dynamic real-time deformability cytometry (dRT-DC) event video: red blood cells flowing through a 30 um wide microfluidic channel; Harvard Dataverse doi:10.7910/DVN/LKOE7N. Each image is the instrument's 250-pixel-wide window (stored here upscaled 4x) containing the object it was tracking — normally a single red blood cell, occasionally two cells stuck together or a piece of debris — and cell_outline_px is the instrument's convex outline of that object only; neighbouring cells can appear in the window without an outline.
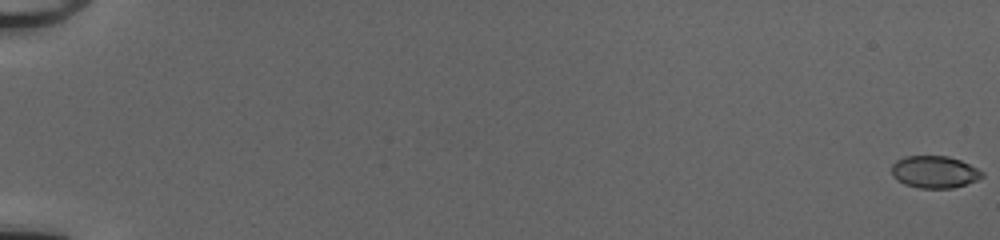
{"species": "common noctule bat (a hibernating species)", "species_latin": "Nyctalus noctula", "temperature_condition": "cold", "stored_images_in_passage": 54, "camera_frame_rate_fps": 3000, "um_per_image_px": 0.085, "animal": {"sex": "female", "body_mass_g": 20.0, "forearm_length_mm": 54.0}, "frame": {"image": 1, "passage_image": 1, "time_ms": 0.0, "image_size_px": [1000, 240], "cell_outline_px": [[984, 176], [976, 180], [952, 188], [920, 188], [904, 184], [896, 180], [892, 176], [892, 164], [896, 160], [904, 156], [948, 156], [960, 160], [984, 172]], "centroid_in_image_um": [79.4, 14.61], "position_along_channel_um": 5.6, "area_um2": 16.94}}
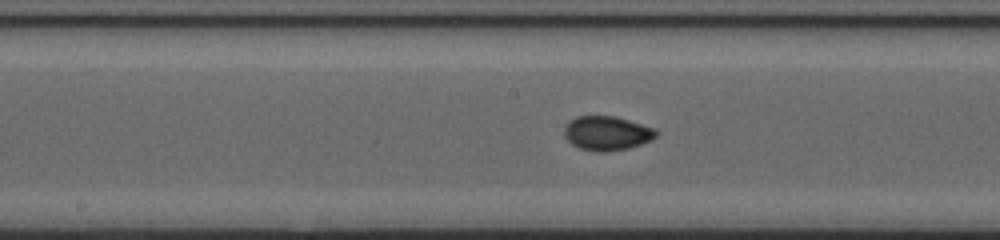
{"frame": {"image": 2, "passage_image": 31, "time_ms": 10.0, "image_size_px": [1000, 240], "cell_outline_px": [[660, 132], [652, 140], [628, 148], [604, 152], [596, 152], [580, 148], [572, 144], [564, 136], [564, 124], [568, 120], [576, 116], [616, 116], [656, 128]], "centroid_in_image_um": [51.59, 11.31], "position_along_channel_um": 196.6, "area_um2": 18.61}}
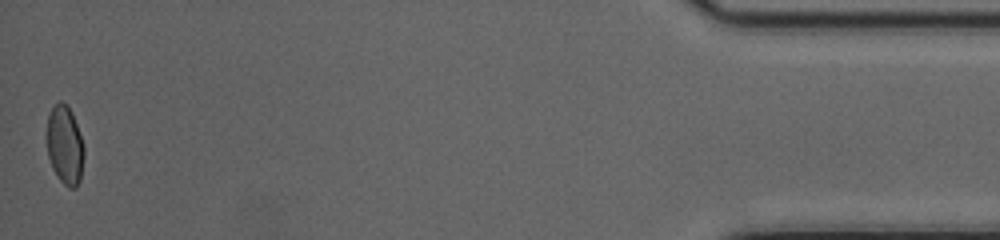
{"frame": {"image": 3, "passage_image": 54, "time_ms": 17.667, "image_size_px": [1000, 240], "cell_outline_px": [[84, 156], [80, 180], [76, 188], [68, 188], [60, 180], [52, 168], [48, 156], [44, 132], [48, 116], [52, 108], [60, 100], [72, 112], [84, 144]], "centroid_in_image_um": [5.49, 12.34], "position_along_channel_um": 429.7, "area_um2": 17.46}, "authors_computed_cell_mechanics": {"area_um2": 17.4556, "velocity_mm_per_s": 4.0789, "shape_relaxation_time_tau1_ms": 4.8219, "shape_relaxation_time_tau2_ms": null, "deformation_change_tau1": 0.148, "deformation_change_tau2": null}}